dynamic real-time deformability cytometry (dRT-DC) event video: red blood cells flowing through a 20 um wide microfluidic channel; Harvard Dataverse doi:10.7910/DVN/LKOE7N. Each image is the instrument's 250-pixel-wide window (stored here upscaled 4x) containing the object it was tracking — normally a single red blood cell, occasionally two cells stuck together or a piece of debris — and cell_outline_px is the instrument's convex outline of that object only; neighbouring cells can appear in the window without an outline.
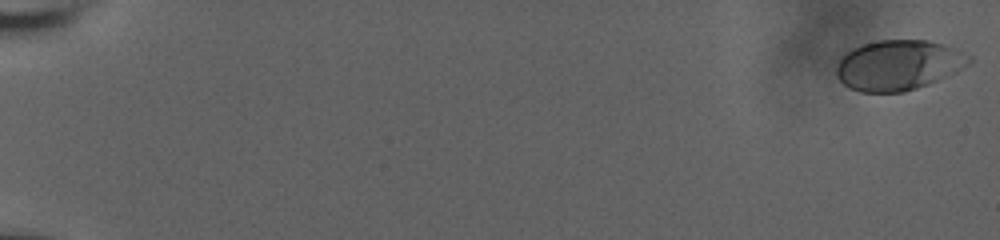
{"species": "human", "species_latin": "Homo sapiens", "temperature_condition": "room temperature", "stored_images_in_passage": 59, "camera_frame_rate_fps": 3000, "um_per_image_px": 0.085, "donor": {"sex": "male"}, "frame": {"image": 1, "passage_image": 1, "time_ms": 0.0, "image_size_px": [1000, 240], "cell_outline_px": [[972, 60], [968, 64], [956, 72], [928, 84], [904, 92], [860, 92], [848, 88], [840, 80], [836, 72], [836, 68], [840, 60], [852, 48], [860, 44], [880, 40], [928, 40], [944, 44], [956, 48], [972, 56]], "centroid_in_image_um": [76.39, 5.53], "position_along_channel_um": 8.6, "area_um2": 38.84}}
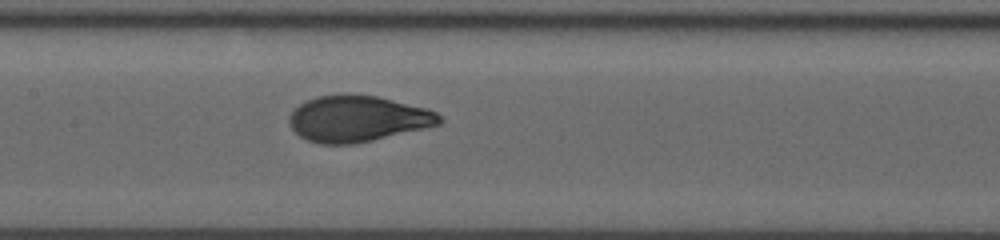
{"frame": {"image": 2, "passage_image": 32, "time_ms": 10.333, "image_size_px": [1000, 240], "cell_outline_px": [[444, 120], [440, 124], [424, 128], [372, 140], [352, 144], [320, 144], [308, 140], [300, 136], [288, 124], [288, 116], [300, 104], [316, 96], [344, 92], [348, 92], [376, 96], [428, 108], [436, 112]], "centroid_in_image_um": [30.38, 10.06], "position_along_channel_um": 177.0, "area_um2": 40.63}}
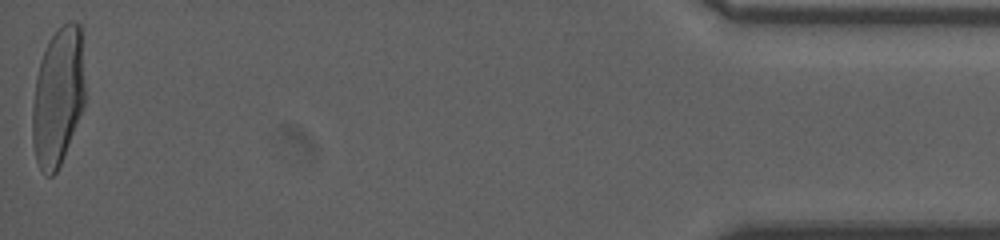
{"frame": {"image": 3, "passage_image": 59, "time_ms": 19.333, "image_size_px": [1000, 240], "cell_outline_px": [[84, 104], [60, 164], [56, 172], [52, 176], [44, 176], [36, 160], [32, 140], [32, 108], [36, 76], [40, 60], [48, 40], [68, 20], [72, 20], [80, 24], [84, 80]], "centroid_in_image_um": [4.9, 8.21], "position_along_channel_um": 430.3, "area_um2": 42.14}, "authors_computed_cell_mechanics": {"area_um2": 40.1132, "velocity_mm_per_s": 3.7316, "shape_relaxation_time_tau1_ms": 4.4771, "shape_relaxation_time_tau2_ms": null, "deformation_change_tau1": 0.1997, "deformation_change_tau2": null}}